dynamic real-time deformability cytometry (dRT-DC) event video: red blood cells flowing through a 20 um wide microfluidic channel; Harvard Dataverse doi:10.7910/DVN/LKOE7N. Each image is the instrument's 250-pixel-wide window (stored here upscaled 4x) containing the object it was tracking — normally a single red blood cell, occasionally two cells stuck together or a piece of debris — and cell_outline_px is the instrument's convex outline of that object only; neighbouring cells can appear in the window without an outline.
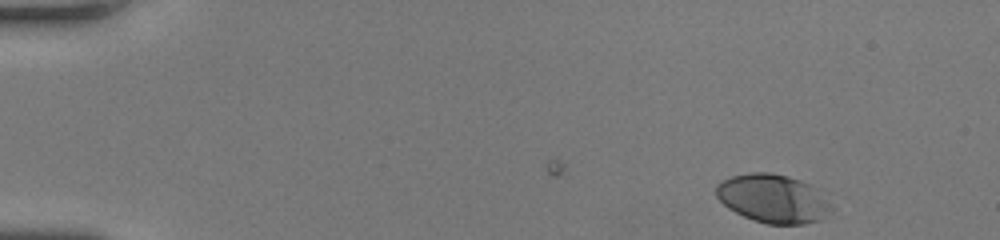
{"species": "human", "species_latin": "Homo sapiens", "temperature_condition": "room temperature", "stored_images_in_passage": 46, "camera_frame_rate_fps": 3000, "um_per_image_px": 0.085, "donor": {"sex": "female"}, "frame": {"image": 1, "passage_image": 1, "time_ms": 0.0, "image_size_px": [1000, 240], "cell_outline_px": [[832, 208], [820, 220], [804, 224], [768, 224], [744, 216], [728, 208], [716, 196], [716, 184], [732, 176], [748, 172], [772, 172], [788, 176], [824, 188], [832, 204]], "centroid_in_image_um": [65.79, 16.85], "position_along_channel_um": 19.2, "area_um2": 33.12}}
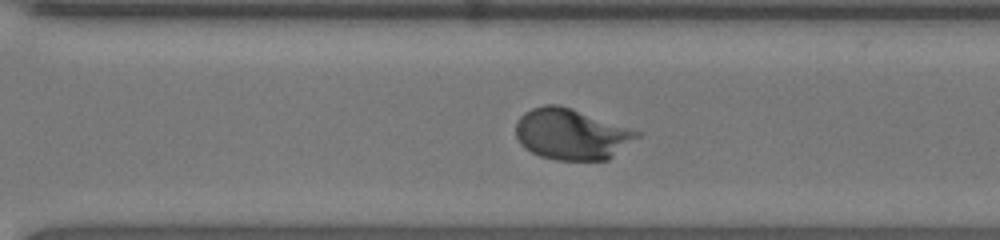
{"frame": {"image": 2, "passage_image": 32, "time_ms": 10.333, "image_size_px": [1000, 240], "cell_outline_px": [[644, 132], [640, 136], [608, 160], [556, 160], [540, 156], [524, 148], [520, 144], [516, 136], [516, 120], [524, 112], [532, 108], [544, 104], [556, 104], [572, 108]], "centroid_in_image_um": [48.58, 11.4], "position_along_channel_um": 322.0, "area_um2": 36.36}}
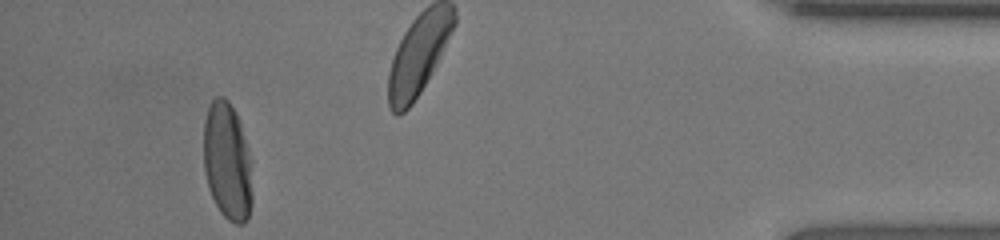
{"frame": {"image": 3, "passage_image": 43, "time_ms": 14.0, "image_size_px": [1000, 240], "cell_outline_px": [[252, 204], [248, 220], [244, 224], [236, 224], [228, 220], [220, 212], [208, 188], [204, 168], [204, 120], [208, 108], [212, 100], [216, 96], [224, 96], [228, 100], [236, 112], [240, 120], [252, 160]], "centroid_in_image_um": [19.35, 13.73], "position_along_channel_um": 415.8, "area_um2": 34.16}, "authors_computed_cell_mechanics": {"area_um2": 34.0153, "velocity_mm_per_s": 4.1972, "shape_relaxation_time_tau1_ms": 3.7506, "shape_relaxation_time_tau2_ms": null, "deformation_change_tau1": 0.1833, "deformation_change_tau2": null}}